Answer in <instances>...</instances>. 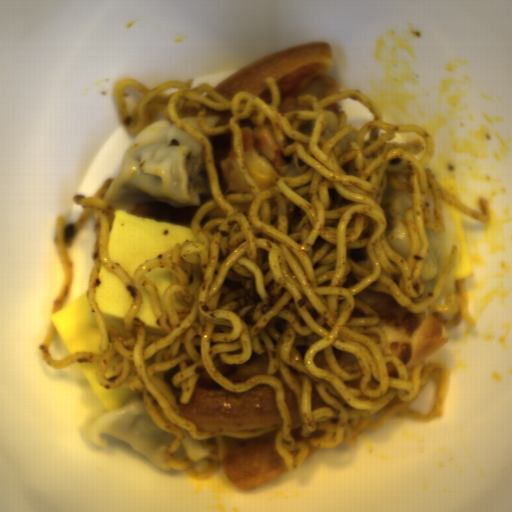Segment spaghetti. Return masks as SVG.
I'll return each instance as SVG.
<instances>
[{"instance_id": "1", "label": "spaghetti", "mask_w": 512, "mask_h": 512, "mask_svg": "<svg viewBox=\"0 0 512 512\" xmlns=\"http://www.w3.org/2000/svg\"><path fill=\"white\" fill-rule=\"evenodd\" d=\"M194 79H169L149 89L135 78L113 85L114 106L122 129L139 134L155 120L164 119L203 144L212 200L197 209L190 222L196 241L184 240L171 250L136 268L132 279L109 256V238L115 211L106 194L115 177H107L91 197L80 193L73 202L82 206L78 219L65 224L56 219L54 241L61 265V281L50 315L71 300L75 268L69 247L89 218L96 235L90 252L93 265L86 289L87 304L97 323L99 352L80 351L55 360L49 348L57 334L52 323L44 331L38 354L51 369L75 363H99L95 380L104 389L142 391L141 401L154 425L174 436L163 455L167 467L195 482L212 478L226 448L223 436L249 439L272 431L274 450L288 473L303 465L318 449L356 447L363 430H377L394 416L431 422L443 418L450 375L446 364L419 362L410 375L402 360L383 356L387 334L381 316L354 297L364 290L388 293L410 313L432 310L445 328L464 321L476 328L478 319L468 311L464 279L454 280L443 305L435 303L458 256L453 244L449 259L429 296H423L420 276L430 242L427 230L445 233L443 204L483 223L491 217L490 202L478 198L480 212L459 200L435 177L428 165L436 142L423 126L391 125L379 105L364 91L348 89L318 100L297 96L307 108L279 110L281 96L274 76L264 83L271 92L267 104L249 92H237L229 101L214 86ZM193 87V88H192ZM352 97L375 114L360 131L323 110L343 97ZM198 108L196 122L208 136L232 132L233 157L252 193L223 194L216 174L210 141L176 114L178 108ZM270 119L284 156H291L301 176L274 177L275 187L259 190L242 160L239 120L253 126ZM394 132H415L427 149L420 161L419 139L386 142ZM388 183L396 190L413 192V207L405 214L412 238L406 261L388 244L386 221L380 204ZM101 265L116 273L133 296L125 314V337L105 324L94 298ZM171 272L173 284L161 298L156 285L144 274L156 268ZM151 294L159 325L168 335L147 334L134 321L142 305L136 286ZM266 354L268 369L245 383L232 384L218 368L242 364L251 354ZM179 363L172 376L181 387L180 403H189L197 384L216 382L230 392H244L259 384L270 385L282 426L267 430L200 432L179 417L176 396L164 373ZM280 371L295 392L302 422L290 424L284 389L274 377ZM195 440L216 436L217 451L203 459L207 469L198 472L187 458L173 457L182 442V430ZM300 428L306 438L295 440Z\"/></svg>"}]
</instances>
